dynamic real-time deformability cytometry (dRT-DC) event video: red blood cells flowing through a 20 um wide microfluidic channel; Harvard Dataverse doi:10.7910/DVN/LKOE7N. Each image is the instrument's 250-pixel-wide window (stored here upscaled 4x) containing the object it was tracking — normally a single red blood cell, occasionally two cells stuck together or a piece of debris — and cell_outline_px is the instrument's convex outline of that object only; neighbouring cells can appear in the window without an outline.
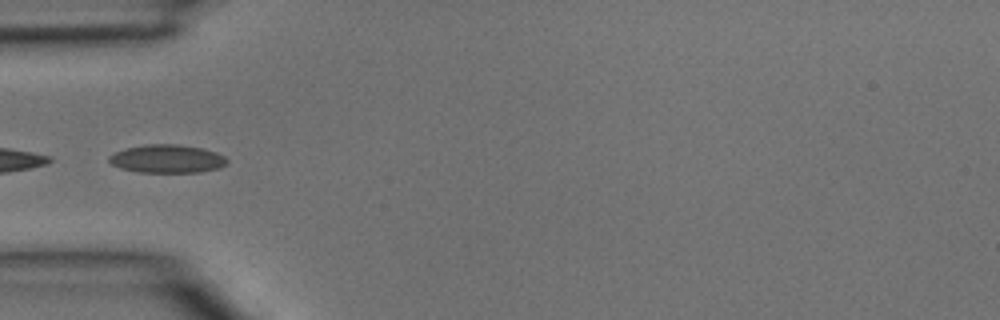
{"species": "common noctule bat (a hibernating species)", "species_latin": "Nyctalus noctula", "temperature_condition": "room temperature", "stored_images_in_passage": 4, "camera_frame_rate_fps": 3000, "um_per_image_px": 0.085, "animal": {"sex": "male", "body_mass_g": 15.6}, "frame": {"image": 1, "passage_image": 3, "time_ms": 0.667, "image_size_px": [1000, 320], "cell_outline_px": [[228, 164], [220, 168], [200, 172], [140, 172], [120, 168], [112, 164], [108, 160], [108, 156], [124, 148], [144, 144], [176, 144], [204, 148], [216, 152], [224, 156], [228, 160]], "centroid_in_image_um": [14.23, 13.49], "position_along_channel_um": 70.8, "area_um2": 19.59}}
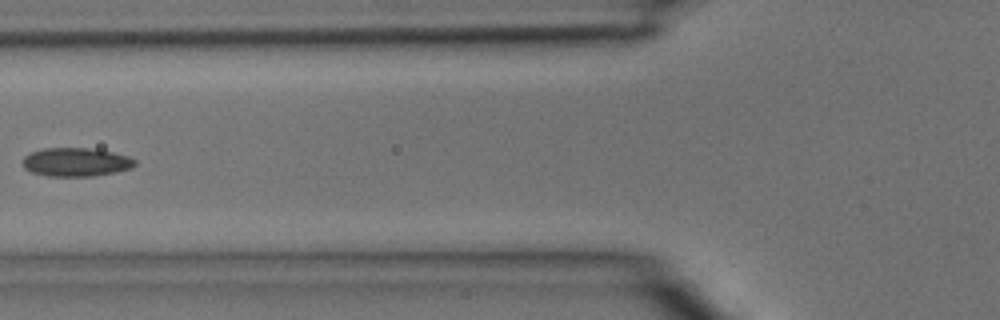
{"frame": {"image": 2, "passage_image": 4, "time_ms": 1.0, "image_size_px": [1000, 320], "cell_outline_px": [[136, 164], [132, 168], [116, 172], [92, 176], [48, 176], [32, 172], [24, 168], [24, 156], [32, 152], [44, 148], [88, 148], [112, 152], [128, 156], [136, 160]], "centroid_in_image_um": [6.48, 13.78], "position_along_channel_um": 119.3, "area_um2": 18.61}}